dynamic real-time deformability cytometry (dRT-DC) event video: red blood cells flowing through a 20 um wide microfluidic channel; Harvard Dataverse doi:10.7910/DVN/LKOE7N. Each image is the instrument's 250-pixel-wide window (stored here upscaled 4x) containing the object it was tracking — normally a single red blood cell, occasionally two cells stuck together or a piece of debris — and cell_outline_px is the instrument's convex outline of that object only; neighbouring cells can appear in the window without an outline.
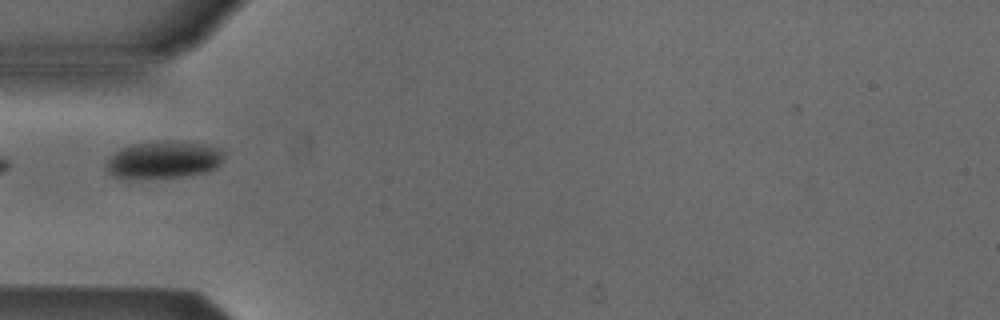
{"species": "Egyptian fruit bat (a non-hibernating species)", "species_latin": "Rousettus aegyptiacus", "temperature_condition": "cold", "stored_images_in_passage": 1, "camera_frame_rate_fps": 3000, "um_per_image_px": 0.085, "animal": {"sex": "male"}, "frame": {"image": 1, "passage_image": 1, "time_ms": 0.0, "image_size_px": [1000, 320], "cell_outline_px": [[224, 160], [220, 164], [208, 172], [188, 176], [112, 176], [104, 168], [104, 164], [120, 148], [132, 144], [164, 140], [180, 140], [204, 144], [220, 148], [224, 152]], "centroid_in_image_um": [13.97, 13.53], "position_along_channel_um": 71.0, "area_um2": 25.43}}